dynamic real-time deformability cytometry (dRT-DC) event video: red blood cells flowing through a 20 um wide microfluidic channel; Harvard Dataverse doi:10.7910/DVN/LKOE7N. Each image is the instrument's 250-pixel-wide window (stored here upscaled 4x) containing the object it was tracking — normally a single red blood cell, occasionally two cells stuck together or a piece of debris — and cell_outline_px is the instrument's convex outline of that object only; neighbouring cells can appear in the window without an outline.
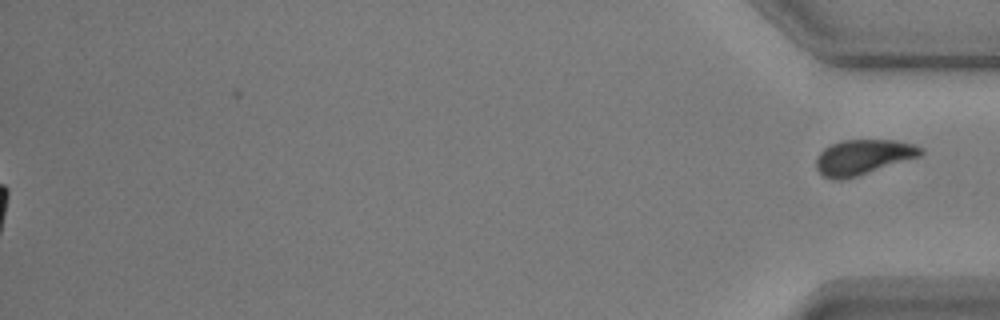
{"species": "common noctule bat (a hibernating species)", "species_latin": "Nyctalus noctula", "temperature_condition": "warm", "stored_images_in_passage": 57, "segment_of_instrument_passage": [2, 2], "camera_frame_rate_fps": 3000, "um_per_image_px": 0.085, "animal": {"sex": "male", "body_mass_g": 17.9, "forearm_length_mm": 54.2}, "frame": {"image": 1, "passage_image": 57, "time_ms": 18.667, "image_size_px": [1000, 320], "cell_outline_px": [[924, 152], [920, 156], [856, 176], [840, 180], [832, 180], [824, 176], [816, 168], [816, 156], [824, 148], [840, 140], [896, 140], [916, 144], [924, 148]], "centroid_in_image_um": [73.37, 13.34], "position_along_channel_um": 361.8, "area_um2": 21.39}}